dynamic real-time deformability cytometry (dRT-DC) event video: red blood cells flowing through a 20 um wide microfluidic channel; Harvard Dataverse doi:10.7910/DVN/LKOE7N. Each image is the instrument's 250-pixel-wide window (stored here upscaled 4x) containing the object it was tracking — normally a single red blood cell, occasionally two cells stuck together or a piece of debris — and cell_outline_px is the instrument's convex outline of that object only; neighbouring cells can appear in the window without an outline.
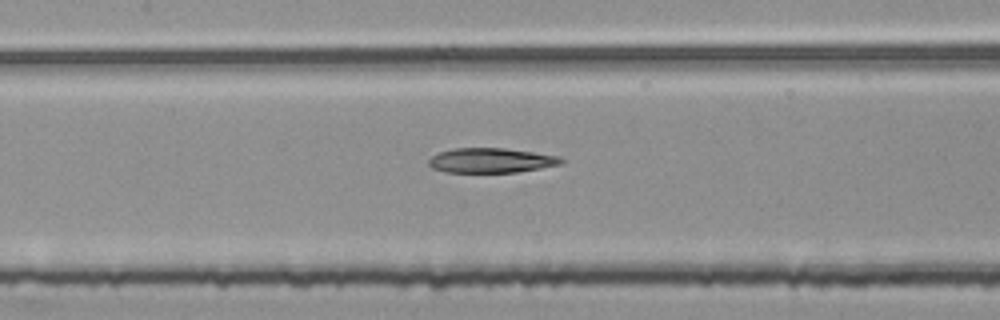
{"species": "common noctule bat (a hibernating species)", "species_latin": "Nyctalus noctula", "temperature_condition": "room temperature", "stored_images_in_passage": 55, "segment_of_instrument_passage": [2, 2], "camera_frame_rate_fps": 3000, "um_per_image_px": 0.085, "animal": {"sex": "female", "body_mass_g": 25.1}, "frame": {"image": 1, "passage_image": 25, "time_ms": 8.0, "image_size_px": [1000, 320], "cell_outline_px": [[564, 164], [516, 172], [444, 172], [432, 168], [428, 164], [428, 160], [432, 156], [440, 152], [452, 148], [504, 148], [560, 156], [564, 160]], "centroid_in_image_um": [41.74, 13.63], "position_along_channel_um": 165.7, "area_um2": 19.13}}
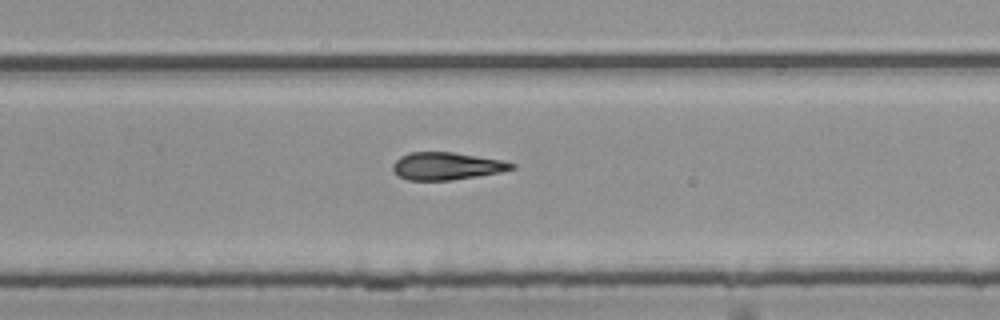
{"frame": {"image": 2, "passage_image": 35, "time_ms": 11.333, "image_size_px": [1000, 320], "cell_outline_px": [[516, 168], [500, 172], [452, 180], [408, 180], [396, 176], [392, 172], [392, 164], [400, 156], [408, 152], [452, 152], [500, 160], [516, 164]], "centroid_in_image_um": [37.89, 14.12], "position_along_channel_um": 291.9, "area_um2": 19.07}}
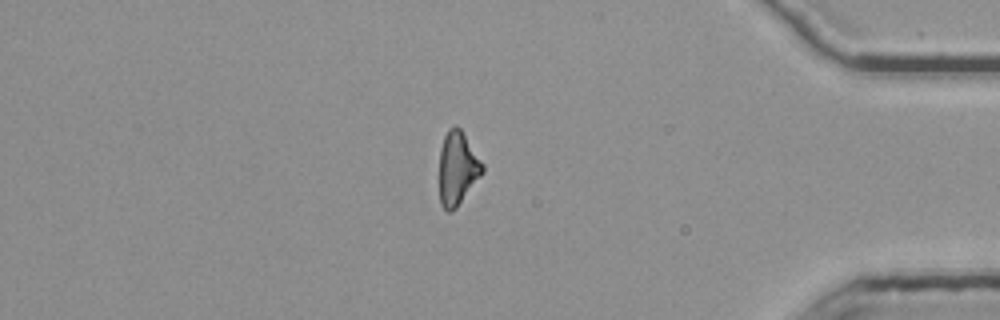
{"frame": {"image": 3, "passage_image": 46, "time_ms": 15.0, "image_size_px": [1000, 320], "cell_outline_px": [[484, 172], [456, 208], [448, 212], [440, 204], [440, 148], [444, 136], [448, 128], [456, 124], [460, 128], [484, 164]], "centroid_in_image_um": [38.89, 14.28], "position_along_channel_um": 396.3, "area_um2": 18.44}}